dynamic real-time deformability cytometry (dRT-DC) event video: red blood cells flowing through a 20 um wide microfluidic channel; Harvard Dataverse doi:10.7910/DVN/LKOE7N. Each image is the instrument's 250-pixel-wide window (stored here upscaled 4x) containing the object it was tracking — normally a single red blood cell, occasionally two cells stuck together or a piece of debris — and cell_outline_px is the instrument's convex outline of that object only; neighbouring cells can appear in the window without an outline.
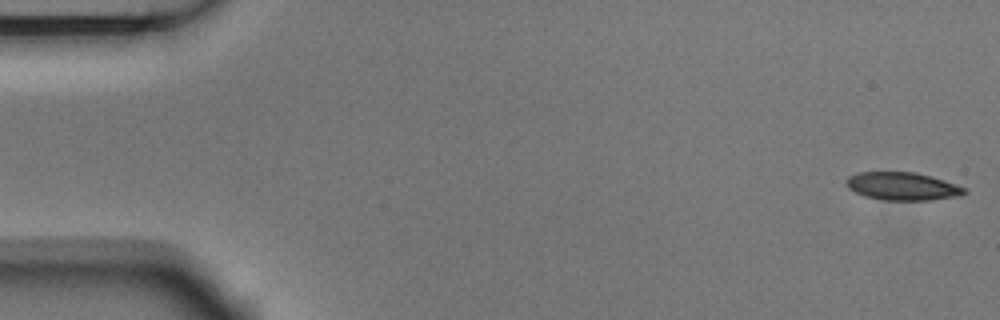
{"species": "Egyptian fruit bat (a non-hibernating species)", "species_latin": "Rousettus aegyptiacus", "temperature_condition": "room temperature", "stored_images_in_passage": 5, "camera_frame_rate_fps": 3000, "um_per_image_px": 0.085, "animal": {"sex": "male"}, "frame": {"image": 1, "passage_image": 1, "time_ms": 0.0, "image_size_px": [1000, 320], "cell_outline_px": [[968, 192], [960, 196], [928, 200], [884, 200], [864, 196], [848, 188], [844, 184], [844, 180], [848, 176], [860, 172], [916, 172], [944, 180], [964, 188]], "centroid_in_image_um": [76.67, 15.83], "position_along_channel_um": 8.3, "area_um2": 19.25}}
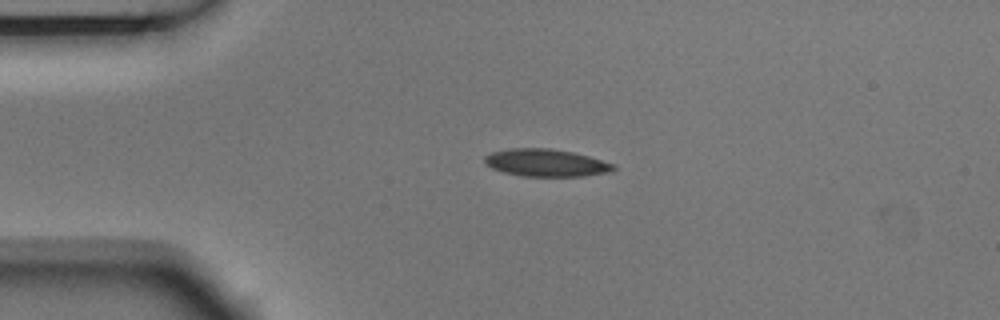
{"frame": {"image": 2, "passage_image": 4, "time_ms": 1.0, "image_size_px": [1000, 320], "cell_outline_px": [[616, 168], [612, 172], [584, 176], [524, 176], [504, 172], [492, 168], [484, 160], [484, 156], [492, 152], [508, 148], [548, 148], [572, 152], [588, 156], [616, 164]], "centroid_in_image_um": [46.45, 13.84], "position_along_channel_um": 38.6, "area_um2": 20.58}}